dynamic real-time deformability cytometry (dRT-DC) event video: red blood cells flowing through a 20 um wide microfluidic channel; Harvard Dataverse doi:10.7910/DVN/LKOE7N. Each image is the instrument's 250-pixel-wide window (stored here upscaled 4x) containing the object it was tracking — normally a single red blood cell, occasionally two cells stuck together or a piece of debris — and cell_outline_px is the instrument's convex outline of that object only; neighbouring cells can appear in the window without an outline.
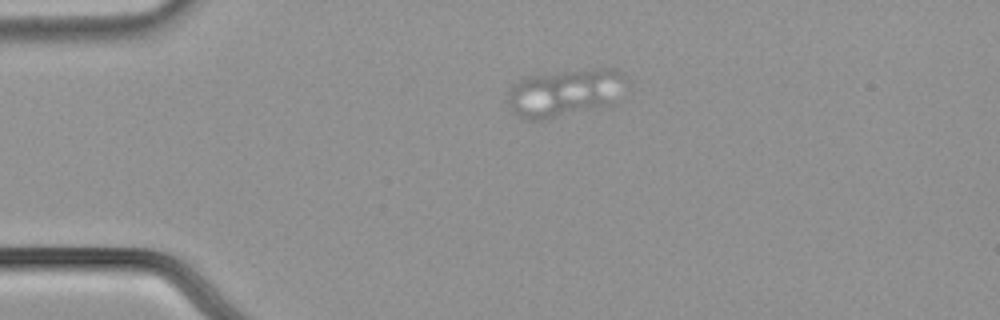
{"species": "common noctule bat (a hibernating species)", "species_latin": "Nyctalus noctula", "temperature_condition": "cold", "stored_images_in_passage": 4, "camera_frame_rate_fps": 3000, "um_per_image_px": 0.085, "animal": {"sex": "male", "body_mass_g": 21.5, "forearm_length_mm": 52.0}, "frame": {"image": 1, "passage_image": 1, "time_ms": 0.0, "image_size_px": [1000, 320], "cell_outline_px": [[628, 80], [616, 104], [540, 120], [528, 120], [512, 112], [508, 104], [508, 92], [512, 84], [524, 76], [560, 72], [600, 68], [612, 68], [628, 76]], "centroid_in_image_um": [48.06, 7.87], "position_along_channel_um": 36.9, "area_um2": 33.23}}